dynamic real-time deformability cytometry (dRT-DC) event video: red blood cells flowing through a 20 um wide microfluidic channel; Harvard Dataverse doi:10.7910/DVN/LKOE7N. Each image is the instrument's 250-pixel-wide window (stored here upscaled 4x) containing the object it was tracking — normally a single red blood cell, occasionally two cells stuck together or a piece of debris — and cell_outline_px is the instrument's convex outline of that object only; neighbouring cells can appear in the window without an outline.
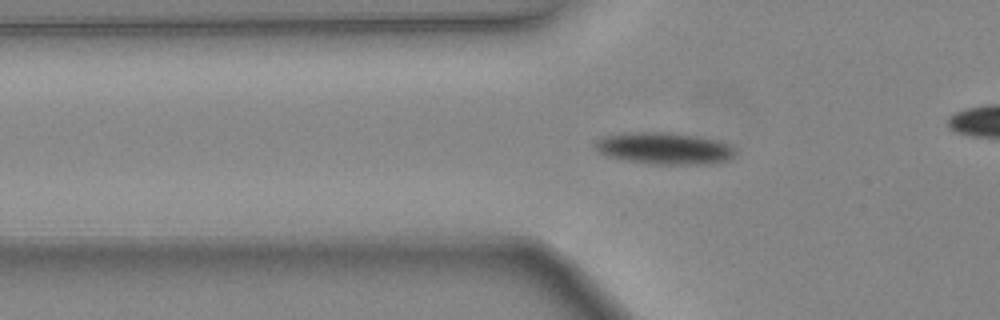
{"species": "common noctule bat (a hibernating species)", "species_latin": "Nyctalus noctula", "temperature_condition": "warm", "stored_images_in_passage": 47, "camera_frame_rate_fps": 3000, "um_per_image_px": 0.085, "animal": {"sex": "female", "body_mass_g": 24.6, "forearm_length_mm": 56.2}, "frame": {"image": 1, "passage_image": 17, "time_ms": 5.333, "image_size_px": [1000, 320], "cell_outline_px": [[736, 152], [728, 160], [712, 164], [652, 164], [624, 160], [608, 156], [596, 152], [592, 148], [592, 144], [600, 136], [632, 132], [676, 132], [716, 140], [728, 144]], "centroid_in_image_um": [56.38, 12.6], "position_along_channel_um": 69.4, "area_um2": 26.36}}
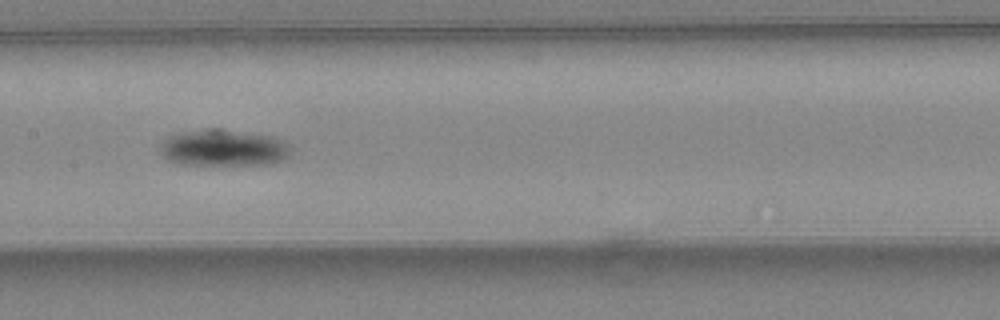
{"frame": {"image": 2, "passage_image": 25, "time_ms": 8.0, "image_size_px": [1000, 320], "cell_outline_px": [[292, 152], [284, 160], [272, 164], [220, 168], [212, 168], [180, 164], [168, 160], [160, 152], [160, 144], [168, 136], [176, 132], [208, 128], [220, 128], [276, 136], [284, 140], [292, 148]], "centroid_in_image_um": [19.03, 12.62], "position_along_channel_um": 188.4, "area_um2": 29.88}}
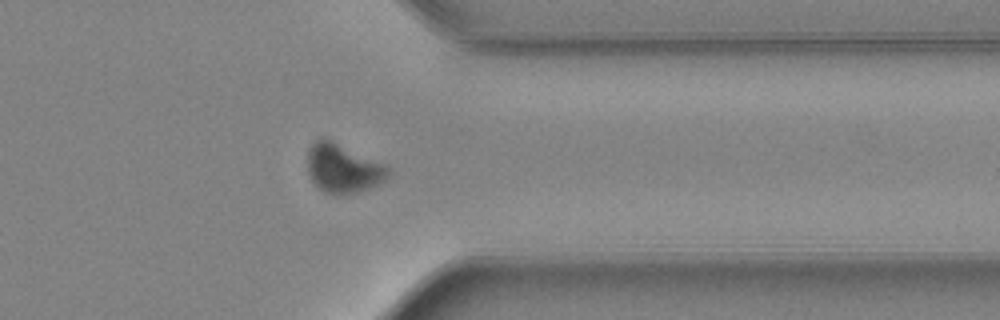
{"frame": {"image": 3, "passage_image": 38, "time_ms": 12.333, "image_size_px": [1000, 320], "cell_outline_px": [[392, 176], [368, 188], [344, 196], [324, 192], [308, 176], [308, 148], [316, 140], [328, 140], [384, 164], [392, 172]], "centroid_in_image_um": [29.16, 14.36], "position_along_channel_um": 382.2, "area_um2": 22.48}, "authors_computed_cell_mechanics": {"area_um2": 24.5072, "velocity_mm_per_s": 4.5431, "shape_relaxation_time_tau1_ms": 1.5393, "shape_relaxation_time_tau2_ms": null, "deformation_change_tau1": 0.0992, "deformation_change_tau2": null}}